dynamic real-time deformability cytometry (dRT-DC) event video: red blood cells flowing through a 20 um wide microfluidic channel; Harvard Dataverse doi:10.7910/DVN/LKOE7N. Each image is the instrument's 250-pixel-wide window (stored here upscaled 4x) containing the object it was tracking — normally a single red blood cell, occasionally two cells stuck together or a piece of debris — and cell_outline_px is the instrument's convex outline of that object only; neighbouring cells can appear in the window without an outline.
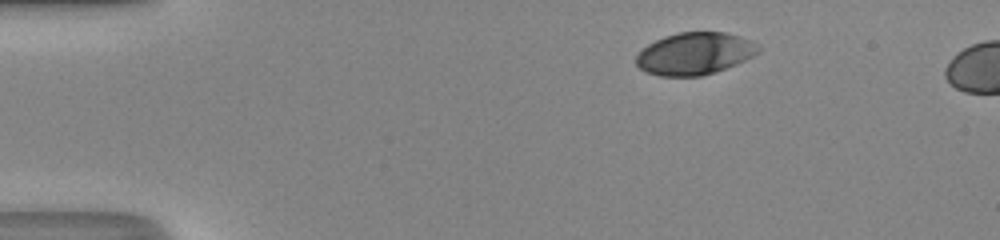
{"species": "human", "species_latin": "Homo sapiens", "temperature_condition": "room temperature", "stored_images_in_passage": 36, "camera_frame_rate_fps": 3000, "um_per_image_px": 0.085, "donor": {"sex": "male"}, "frame": {"image": 1, "passage_image": 1, "time_ms": 0.0, "image_size_px": [1000, 240], "cell_outline_px": [[760, 48], [752, 56], [736, 64], [700, 76], [660, 76], [648, 72], [640, 68], [636, 64], [636, 56], [648, 44], [664, 36], [680, 32], [724, 32], [752, 40]], "centroid_in_image_um": [59.03, 4.55], "position_along_channel_um": 26.0, "area_um2": 29.59}}
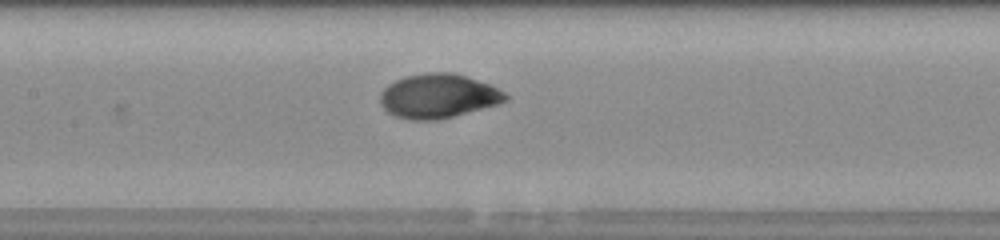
{"frame": {"image": 2, "passage_image": 17, "time_ms": 5.333, "image_size_px": [1000, 240], "cell_outline_px": [[508, 100], [496, 104], [452, 116], [436, 120], [408, 120], [396, 116], [388, 112], [380, 104], [380, 92], [388, 84], [404, 76], [428, 72], [452, 72], [488, 84], [504, 92], [508, 96]], "centroid_in_image_um": [37.19, 8.16], "position_along_channel_um": 170.2, "area_um2": 31.96}}
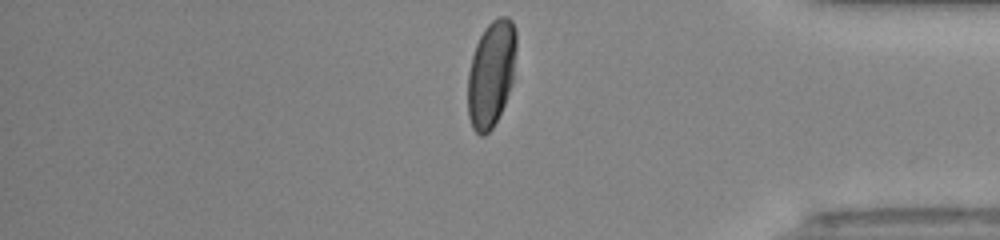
{"frame": {"image": 3, "passage_image": 34, "time_ms": 11.0, "image_size_px": [1000, 240], "cell_outline_px": [[516, 48], [512, 80], [504, 104], [492, 128], [484, 136], [480, 136], [472, 128], [468, 116], [468, 72], [472, 56], [476, 44], [484, 28], [492, 20], [500, 16], [508, 16], [512, 20], [516, 32]], "centroid_in_image_um": [41.74, 6.24], "position_along_channel_um": 393.5, "area_um2": 29.94}, "authors_computed_cell_mechanics": {"area_um2": 31.6166, "velocity_mm_per_s": 4.3327, "shape_relaxation_time_tau1_ms": 3.6819, "shape_relaxation_time_tau2_ms": null, "deformation_change_tau1": 0.1701, "deformation_change_tau2": null}}